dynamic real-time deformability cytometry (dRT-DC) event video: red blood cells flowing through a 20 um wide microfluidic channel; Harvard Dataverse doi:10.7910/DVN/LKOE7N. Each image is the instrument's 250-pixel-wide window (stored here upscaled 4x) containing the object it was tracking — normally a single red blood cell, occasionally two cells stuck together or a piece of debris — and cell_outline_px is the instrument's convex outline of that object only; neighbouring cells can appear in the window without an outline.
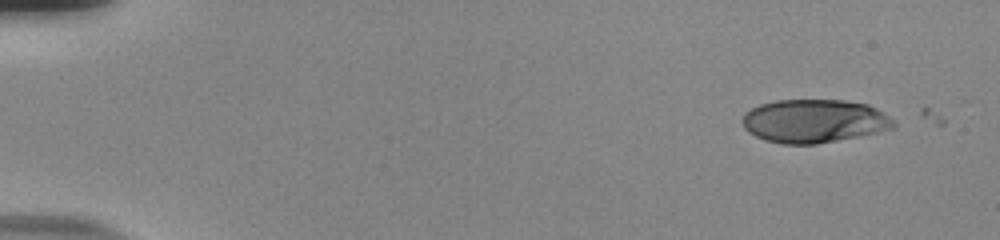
{"species": "human", "species_latin": "Homo sapiens", "temperature_condition": "room temperature", "stored_images_in_passage": 11, "camera_frame_rate_fps": 3000, "um_per_image_px": 0.085, "donor": {"sex": "male"}, "frame": {"image": 1, "passage_image": 1, "time_ms": 0.0, "image_size_px": [1000, 240], "cell_outline_px": [[896, 128], [860, 136], [816, 144], [784, 144], [764, 140], [748, 132], [744, 128], [740, 120], [744, 112], [760, 104], [776, 100], [844, 100], [868, 104], [876, 108], [888, 116], [896, 124]], "centroid_in_image_um": [69.18, 10.29], "position_along_channel_um": 15.8, "area_um2": 38.49}}